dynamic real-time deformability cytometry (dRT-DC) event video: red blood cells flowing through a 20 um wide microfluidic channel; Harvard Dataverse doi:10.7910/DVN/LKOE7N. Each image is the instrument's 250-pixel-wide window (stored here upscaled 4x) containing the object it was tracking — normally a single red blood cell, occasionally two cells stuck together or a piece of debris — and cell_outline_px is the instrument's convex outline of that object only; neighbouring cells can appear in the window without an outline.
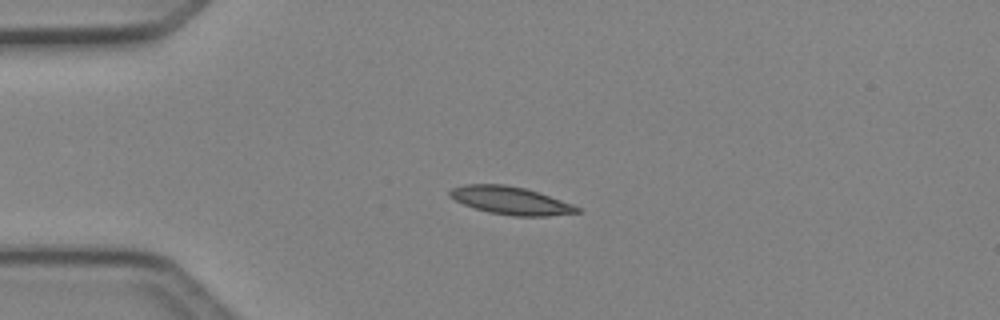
{"species": "Egyptian fruit bat (a non-hibernating species)", "species_latin": "Rousettus aegyptiacus", "temperature_condition": "cold", "stored_images_in_passage": 37, "camera_frame_rate_fps": 3000, "um_per_image_px": 0.085, "animal": {"sex": "female"}, "frame": {"image": 1, "passage_image": 11, "time_ms": 3.333, "image_size_px": [1000, 320], "cell_outline_px": [[580, 212], [548, 216], [512, 216], [488, 212], [464, 204], [448, 196], [448, 192], [452, 188], [464, 184], [504, 184], [524, 188], [540, 192], [572, 204], [580, 208]], "centroid_in_image_um": [43.4, 17.04], "position_along_channel_um": 41.6, "area_um2": 20.63}}
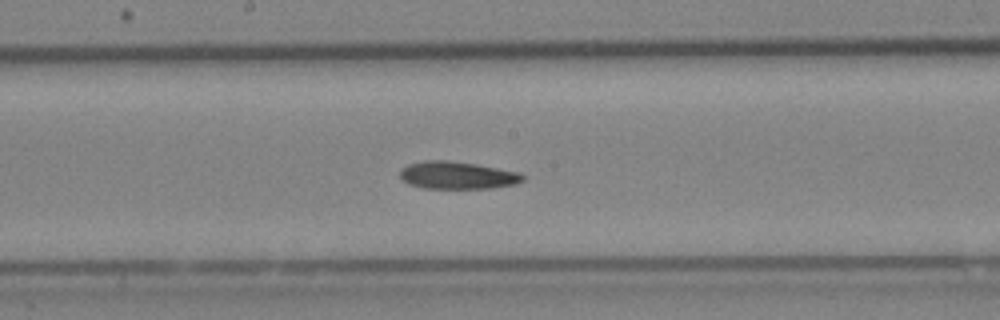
{"frame": {"image": 2, "passage_image": 25, "time_ms": 8.0, "image_size_px": [1000, 320], "cell_outline_px": [[524, 180], [516, 184], [488, 188], [424, 188], [408, 184], [400, 176], [400, 168], [408, 164], [424, 160], [448, 160], [476, 164], [520, 172], [524, 176]], "centroid_in_image_um": [38.86, 14.89], "position_along_channel_um": 209.3, "area_um2": 19.71}}
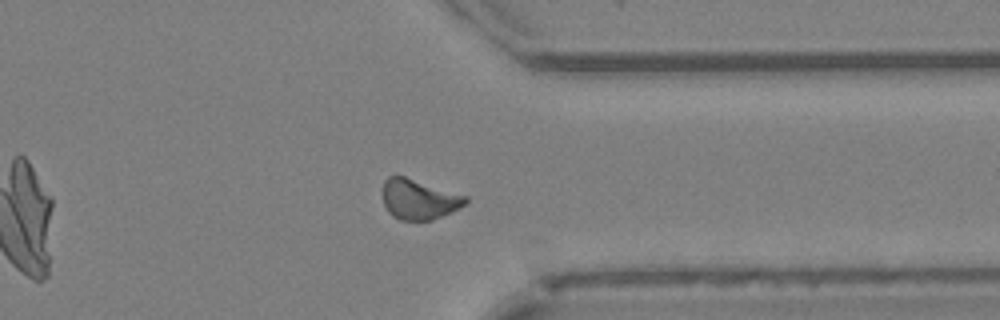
{"frame": {"image": 3, "passage_image": 37, "time_ms": 12.0, "image_size_px": [1000, 320], "cell_outline_px": [[468, 200], [460, 208], [432, 220], [400, 220], [392, 216], [388, 212], [384, 204], [384, 180], [388, 176], [404, 176], [468, 196]], "centroid_in_image_um": [35.61, 16.95], "position_along_channel_um": 375.8, "area_um2": 19.25}}